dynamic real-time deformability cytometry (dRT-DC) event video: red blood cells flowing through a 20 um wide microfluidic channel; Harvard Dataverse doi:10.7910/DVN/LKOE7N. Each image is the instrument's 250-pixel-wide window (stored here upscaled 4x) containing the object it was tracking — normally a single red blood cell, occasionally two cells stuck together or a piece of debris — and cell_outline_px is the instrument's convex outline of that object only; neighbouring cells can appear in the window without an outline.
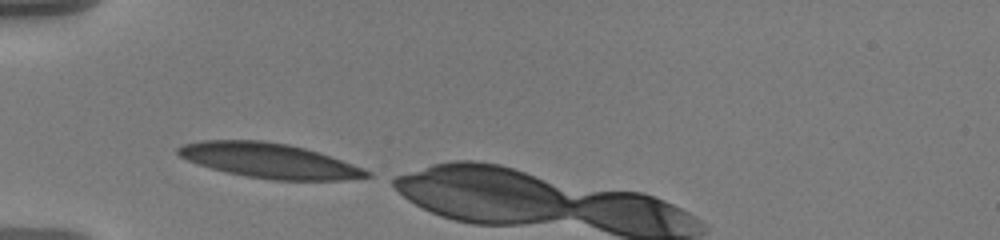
{"species": "human", "species_latin": "Homo sapiens", "temperature_condition": "warm", "stored_images_in_passage": 4, "camera_frame_rate_fps": 3000, "um_per_image_px": 0.085, "donor": {"sex": "male"}, "frame": {"image": 1, "passage_image": 1, "time_ms": 0.0, "image_size_px": [1000, 240], "cell_outline_px": [[372, 176], [340, 180], [272, 180], [224, 172], [188, 160], [180, 156], [176, 152], [176, 148], [184, 144], [200, 140], [264, 140], [288, 144], [320, 152], [364, 168], [372, 172]], "centroid_in_image_um": [22.9, 13.64], "position_along_channel_um": 62.1, "area_um2": 38.26}}